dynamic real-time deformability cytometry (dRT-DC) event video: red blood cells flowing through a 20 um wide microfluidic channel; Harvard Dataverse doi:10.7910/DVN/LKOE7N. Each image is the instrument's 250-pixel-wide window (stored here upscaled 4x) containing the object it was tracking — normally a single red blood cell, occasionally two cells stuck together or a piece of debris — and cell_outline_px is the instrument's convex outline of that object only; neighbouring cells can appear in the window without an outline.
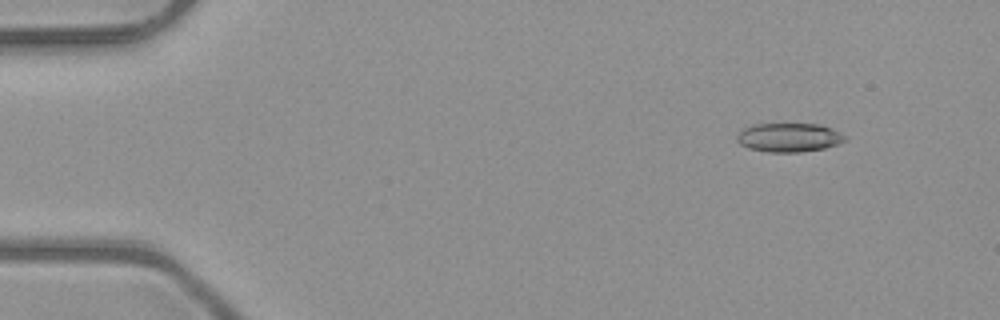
{"species": "common noctule bat (a hibernating species)", "species_latin": "Nyctalus noctula", "temperature_condition": "room temperature", "stored_images_in_passage": 3, "camera_frame_rate_fps": 3000, "um_per_image_px": 0.085, "animal": {"sex": "male", "body_mass_g": 23.1, "forearm_length_mm": 52.7}, "frame": {"image": 1, "passage_image": 1, "time_ms": 0.0, "image_size_px": [1000, 320], "cell_outline_px": [[848, 140], [824, 148], [800, 152], [768, 152], [748, 148], [740, 144], [736, 140], [736, 136], [744, 128], [752, 124], [820, 124], [832, 128], [848, 136]], "centroid_in_image_um": [67.08, 11.68], "position_along_channel_um": 17.9, "area_um2": 18.32}}
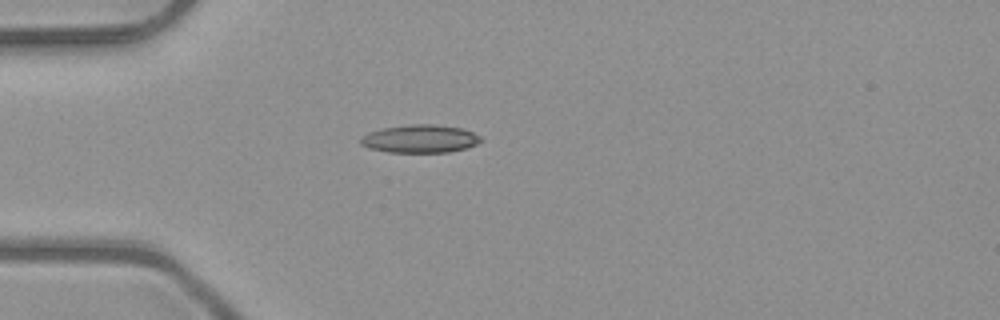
{"frame": {"image": 2, "passage_image": 3, "time_ms": 0.667, "image_size_px": [1000, 320], "cell_outline_px": [[484, 140], [476, 144], [464, 148], [448, 152], [388, 152], [368, 148], [360, 144], [360, 136], [368, 132], [384, 128], [408, 124], [432, 124], [460, 128], [472, 132], [480, 136]], "centroid_in_image_um": [35.66, 11.79], "position_along_channel_um": 49.3, "area_um2": 19.59}}